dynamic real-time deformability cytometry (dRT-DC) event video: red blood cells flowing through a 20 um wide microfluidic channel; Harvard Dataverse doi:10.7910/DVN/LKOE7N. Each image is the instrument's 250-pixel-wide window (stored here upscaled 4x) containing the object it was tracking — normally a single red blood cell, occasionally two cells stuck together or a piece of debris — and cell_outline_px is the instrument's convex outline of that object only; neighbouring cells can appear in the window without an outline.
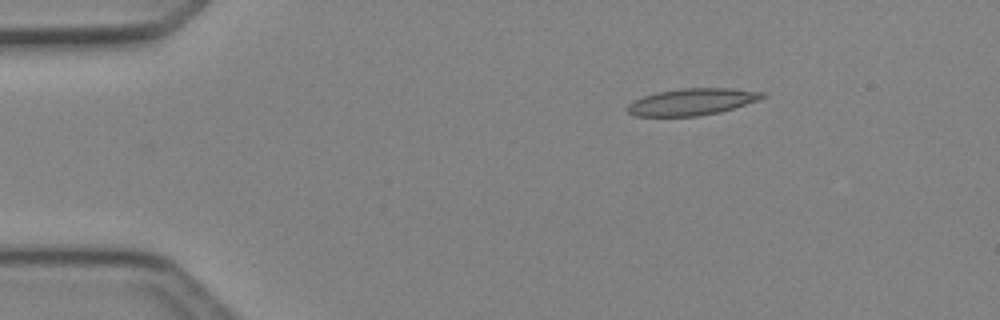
{"species": "Egyptian fruit bat (a non-hibernating species)", "species_latin": "Rousettus aegyptiacus", "temperature_condition": "cold", "stored_images_in_passage": 41, "camera_frame_rate_fps": 3000, "um_per_image_px": 0.085, "animal": {"sex": "female"}, "frame": {"image": 1, "passage_image": 1, "time_ms": 0.0, "image_size_px": [1000, 320], "cell_outline_px": [[768, 96], [720, 112], [696, 116], [636, 116], [628, 112], [628, 104], [644, 96], [656, 92], [680, 88], [732, 88], [768, 92]], "centroid_in_image_um": [58.86, 8.64], "position_along_channel_um": 26.1, "area_um2": 20.92}}
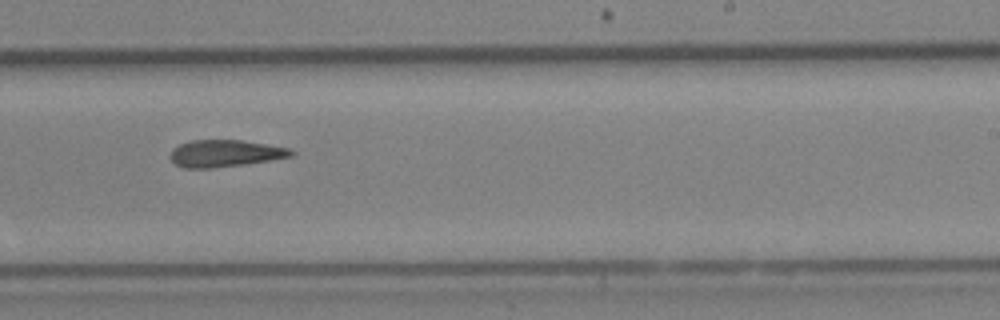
{"frame": {"image": 2, "passage_image": 23, "time_ms": 7.333, "image_size_px": [1000, 320], "cell_outline_px": [[296, 152], [292, 156], [272, 160], [244, 164], [212, 168], [184, 168], [176, 164], [172, 160], [172, 148], [180, 144], [192, 140], [240, 140], [292, 148]], "centroid_in_image_um": [19.18, 13.03], "position_along_channel_um": 269.8, "area_um2": 18.96}}
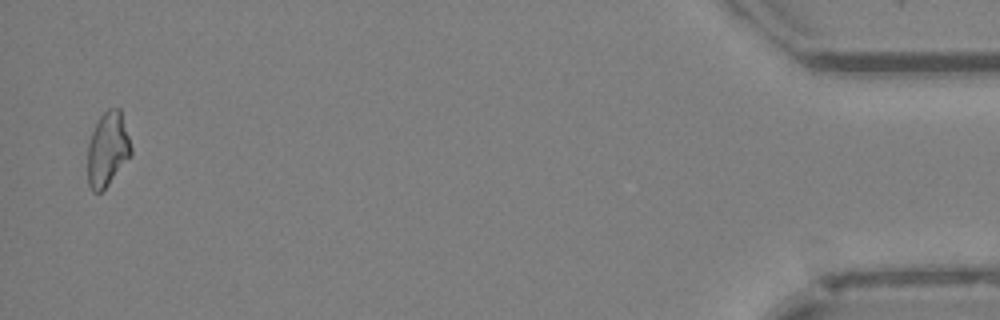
{"frame": {"image": 3, "passage_image": 40, "time_ms": 13.0, "image_size_px": [1000, 320], "cell_outline_px": [[132, 156], [108, 184], [100, 192], [92, 192], [88, 184], [88, 144], [92, 132], [100, 116], [108, 108], [120, 108], [132, 148]], "centroid_in_image_um": [9.16, 12.69], "position_along_channel_um": 426.0, "area_um2": 18.79}}